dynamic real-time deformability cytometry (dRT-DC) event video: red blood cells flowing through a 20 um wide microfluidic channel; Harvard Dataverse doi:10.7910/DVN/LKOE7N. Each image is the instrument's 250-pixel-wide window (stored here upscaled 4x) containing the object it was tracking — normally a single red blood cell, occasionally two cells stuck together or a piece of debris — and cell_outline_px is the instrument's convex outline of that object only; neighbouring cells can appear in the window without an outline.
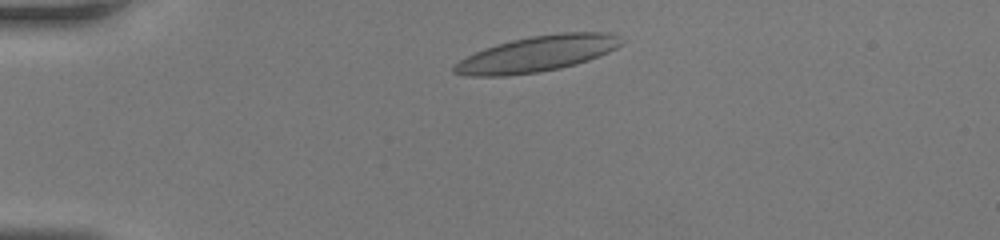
{"species": "human", "species_latin": "Homo sapiens", "temperature_condition": "room temperature", "stored_images_in_passage": 30, "camera_frame_rate_fps": 3000, "um_per_image_px": 0.085, "donor": {"sex": "female"}, "frame": {"image": 1, "passage_image": 1, "time_ms": 0.0, "image_size_px": [1000, 240], "cell_outline_px": [[624, 44], [608, 52], [588, 60], [576, 64], [560, 68], [540, 72], [508, 76], [464, 76], [452, 72], [452, 68], [460, 60], [484, 48], [496, 44], [512, 40], [532, 36], [560, 32], [612, 32], [620, 36], [624, 40]], "centroid_in_image_um": [45.69, 4.57], "position_along_channel_um": 39.3, "area_um2": 35.08}}
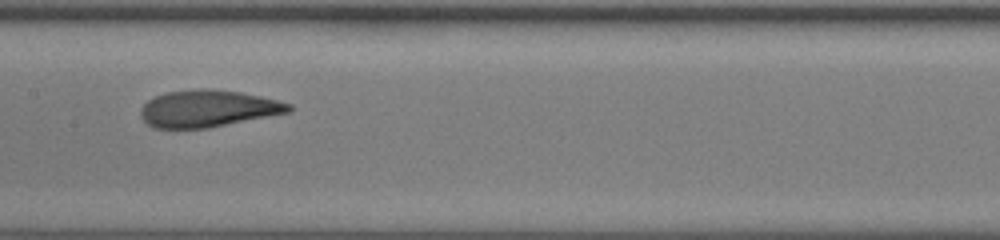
{"frame": {"image": 2, "passage_image": 16, "time_ms": 5.0, "image_size_px": [1000, 240], "cell_outline_px": [[292, 112], [208, 128], [156, 128], [148, 124], [140, 116], [140, 108], [148, 100], [156, 96], [168, 92], [208, 88], [240, 92], [260, 96], [292, 104]], "centroid_in_image_um": [17.7, 9.23], "position_along_channel_um": 189.7, "area_um2": 31.79}}
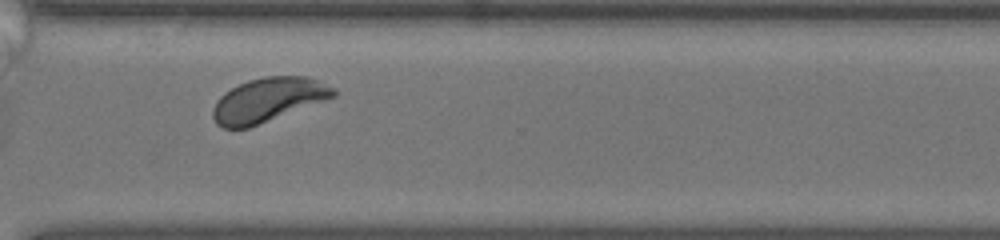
{"frame": {"image": 3, "passage_image": 28, "time_ms": 9.0, "image_size_px": [1000, 240], "cell_outline_px": [[336, 96], [248, 128], [224, 128], [216, 124], [212, 116], [212, 108], [216, 100], [220, 96], [232, 88], [248, 80], [264, 76], [304, 76], [316, 80], [336, 88]], "centroid_in_image_um": [22.76, 8.49], "position_along_channel_um": 347.8, "area_um2": 30.75}}